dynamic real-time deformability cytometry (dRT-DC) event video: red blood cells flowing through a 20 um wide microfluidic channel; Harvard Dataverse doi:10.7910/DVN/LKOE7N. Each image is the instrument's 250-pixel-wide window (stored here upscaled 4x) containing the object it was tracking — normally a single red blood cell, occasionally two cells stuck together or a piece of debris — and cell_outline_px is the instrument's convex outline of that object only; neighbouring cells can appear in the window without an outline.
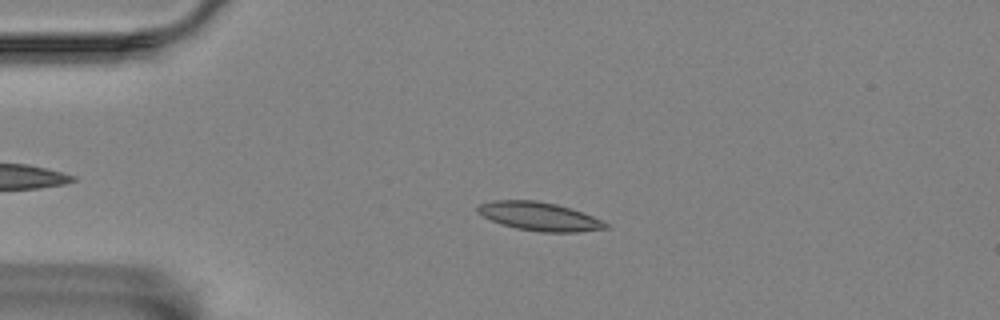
{"species": "Egyptian fruit bat (a non-hibernating species)", "species_latin": "Rousettus aegyptiacus", "temperature_condition": "room temperature", "stored_images_in_passage": 56, "camera_frame_rate_fps": 3000, "um_per_image_px": 0.085, "animal": {"sex": "female"}, "frame": {"image": 1, "passage_image": 12, "time_ms": 3.667, "image_size_px": [1000, 320], "cell_outline_px": [[608, 228], [580, 232], [540, 232], [516, 228], [500, 224], [476, 212], [476, 208], [480, 204], [492, 200], [536, 200], [556, 204], [592, 216], [608, 224]], "centroid_in_image_um": [45.8, 18.4], "position_along_channel_um": 39.2, "area_um2": 21.1}}
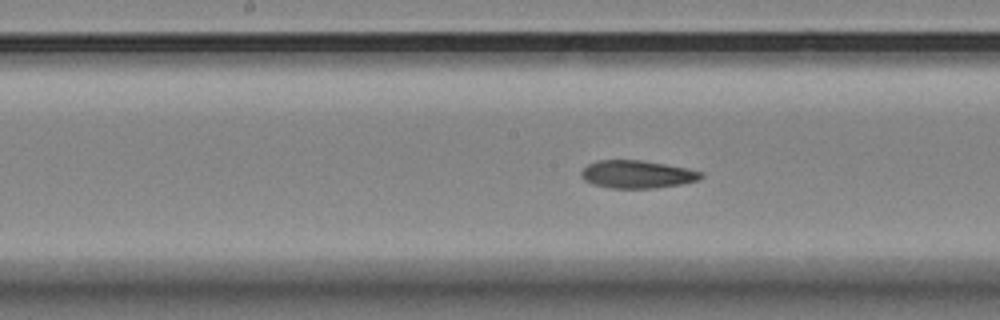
{"frame": {"image": 2, "passage_image": 28, "time_ms": 9.0, "image_size_px": [1000, 320], "cell_outline_px": [[704, 176], [700, 180], [680, 184], [656, 188], [612, 188], [592, 184], [584, 180], [580, 176], [580, 172], [588, 164], [596, 160], [640, 160], [688, 168], [704, 172]], "centroid_in_image_um": [54.16, 14.81], "position_along_channel_um": 194.0, "area_um2": 19.54}}
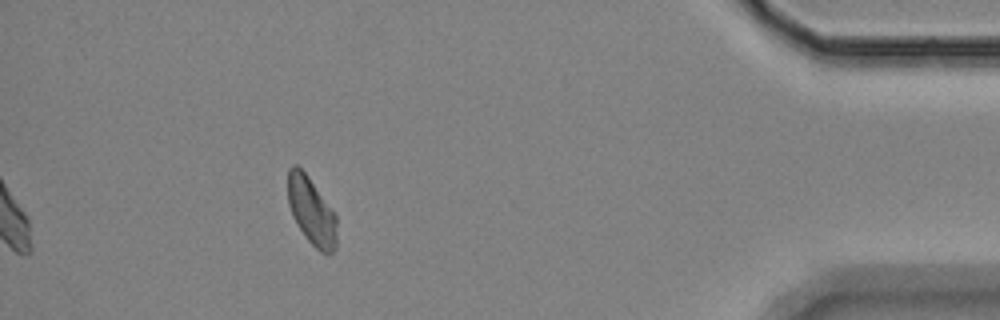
{"frame": {"image": 3, "passage_image": 51, "time_ms": 16.667, "image_size_px": [1000, 320], "cell_outline_px": [[336, 248], [328, 256], [320, 252], [308, 240], [296, 224], [292, 216], [288, 204], [288, 168], [292, 164], [296, 164], [308, 176], [336, 216]], "centroid_in_image_um": [26.46, 17.96], "position_along_channel_um": 408.7, "area_um2": 19.19}, "authors_computed_cell_mechanics": {"area_um2": 19.941, "velocity_mm_per_s": 3.4562, "shape_relaxation_time_tau1_ms": 6.737, "shape_relaxation_time_tau2_ms": 6.9265, "deformation_change_tau1": 0.1653, "deformation_change_tau2": 0.1084}}